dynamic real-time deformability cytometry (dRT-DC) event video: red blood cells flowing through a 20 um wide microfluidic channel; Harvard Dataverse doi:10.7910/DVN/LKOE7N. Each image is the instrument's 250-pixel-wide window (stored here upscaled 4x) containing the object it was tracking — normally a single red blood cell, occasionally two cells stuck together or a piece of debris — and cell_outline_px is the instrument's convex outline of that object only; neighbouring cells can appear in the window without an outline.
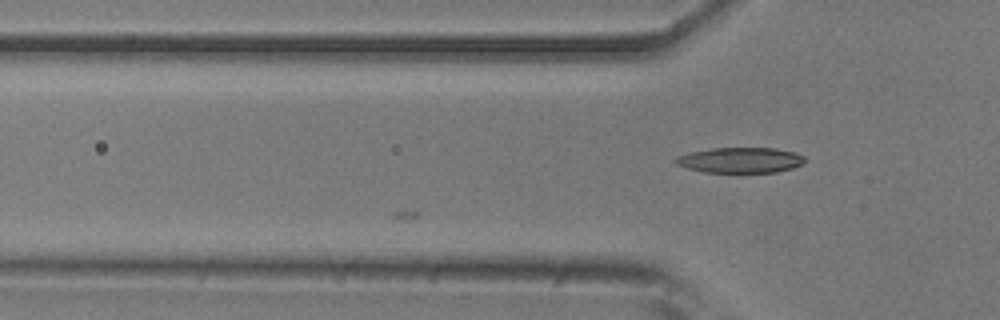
{"species": "common noctule bat (a hibernating species)", "species_latin": "Nyctalus noctula", "temperature_condition": "room temperature", "stored_images_in_passage": 6, "camera_frame_rate_fps": 3000, "um_per_image_px": 0.085, "animal": {"sex": "male", "body_mass_g": 20.5, "forearm_length_mm": 52.5}, "frame": {"image": 1, "passage_image": 6, "time_ms": 1.667, "image_size_px": [1000, 320], "cell_outline_px": [[804, 164], [792, 168], [776, 172], [704, 172], [688, 168], [676, 164], [672, 160], [676, 156], [688, 152], [712, 148], [776, 148], [796, 152], [804, 156]], "centroid_in_image_um": [62.91, 13.6], "position_along_channel_um": 62.9, "area_um2": 19.31}}